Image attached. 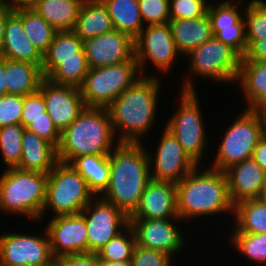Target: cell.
Here are the masks:
<instances>
[{
    "label": "cell",
    "instance_id": "6da1fadb",
    "mask_svg": "<svg viewBox=\"0 0 266 266\" xmlns=\"http://www.w3.org/2000/svg\"><path fill=\"white\" fill-rule=\"evenodd\" d=\"M115 145L109 154V186L101 198L115 205L130 218L138 208L141 196L151 181L152 158L141 143L117 141Z\"/></svg>",
    "mask_w": 266,
    "mask_h": 266
},
{
    "label": "cell",
    "instance_id": "7a4b0ae2",
    "mask_svg": "<svg viewBox=\"0 0 266 266\" xmlns=\"http://www.w3.org/2000/svg\"><path fill=\"white\" fill-rule=\"evenodd\" d=\"M158 90L159 79L144 74L107 107L115 135L121 130L119 143L140 144L155 120Z\"/></svg>",
    "mask_w": 266,
    "mask_h": 266
},
{
    "label": "cell",
    "instance_id": "3957f363",
    "mask_svg": "<svg viewBox=\"0 0 266 266\" xmlns=\"http://www.w3.org/2000/svg\"><path fill=\"white\" fill-rule=\"evenodd\" d=\"M197 170L198 167L176 183L179 220L234 212L225 172L211 168L198 175Z\"/></svg>",
    "mask_w": 266,
    "mask_h": 266
},
{
    "label": "cell",
    "instance_id": "277c9868",
    "mask_svg": "<svg viewBox=\"0 0 266 266\" xmlns=\"http://www.w3.org/2000/svg\"><path fill=\"white\" fill-rule=\"evenodd\" d=\"M114 136L107 108H85L60 134L59 162L70 164L79 156L110 154Z\"/></svg>",
    "mask_w": 266,
    "mask_h": 266
},
{
    "label": "cell",
    "instance_id": "5b68a950",
    "mask_svg": "<svg viewBox=\"0 0 266 266\" xmlns=\"http://www.w3.org/2000/svg\"><path fill=\"white\" fill-rule=\"evenodd\" d=\"M48 174L8 168L0 176V210L33 219L43 215Z\"/></svg>",
    "mask_w": 266,
    "mask_h": 266
},
{
    "label": "cell",
    "instance_id": "8992f818",
    "mask_svg": "<svg viewBox=\"0 0 266 266\" xmlns=\"http://www.w3.org/2000/svg\"><path fill=\"white\" fill-rule=\"evenodd\" d=\"M138 73L140 77L137 76ZM141 76L143 74L141 75L135 56L120 64L89 68L80 87L86 108H107Z\"/></svg>",
    "mask_w": 266,
    "mask_h": 266
},
{
    "label": "cell",
    "instance_id": "52a82bcc",
    "mask_svg": "<svg viewBox=\"0 0 266 266\" xmlns=\"http://www.w3.org/2000/svg\"><path fill=\"white\" fill-rule=\"evenodd\" d=\"M91 195L85 179L70 164L59 162L48 173L43 212L49 207L55 216L81 213Z\"/></svg>",
    "mask_w": 266,
    "mask_h": 266
},
{
    "label": "cell",
    "instance_id": "ba28073f",
    "mask_svg": "<svg viewBox=\"0 0 266 266\" xmlns=\"http://www.w3.org/2000/svg\"><path fill=\"white\" fill-rule=\"evenodd\" d=\"M212 169L226 171L252 158L253 150L263 138V122L258 110L247 109L225 133Z\"/></svg>",
    "mask_w": 266,
    "mask_h": 266
},
{
    "label": "cell",
    "instance_id": "9c48e42d",
    "mask_svg": "<svg viewBox=\"0 0 266 266\" xmlns=\"http://www.w3.org/2000/svg\"><path fill=\"white\" fill-rule=\"evenodd\" d=\"M180 108L166 125L189 157L198 165L205 146V134L198 98L190 80H185Z\"/></svg>",
    "mask_w": 266,
    "mask_h": 266
},
{
    "label": "cell",
    "instance_id": "30bf717a",
    "mask_svg": "<svg viewBox=\"0 0 266 266\" xmlns=\"http://www.w3.org/2000/svg\"><path fill=\"white\" fill-rule=\"evenodd\" d=\"M187 55L191 58L190 70L196 76L223 83L237 80L242 57L214 36Z\"/></svg>",
    "mask_w": 266,
    "mask_h": 266
},
{
    "label": "cell",
    "instance_id": "8fae6325",
    "mask_svg": "<svg viewBox=\"0 0 266 266\" xmlns=\"http://www.w3.org/2000/svg\"><path fill=\"white\" fill-rule=\"evenodd\" d=\"M46 237L5 234L0 236V266H52L55 258Z\"/></svg>",
    "mask_w": 266,
    "mask_h": 266
},
{
    "label": "cell",
    "instance_id": "7c38bea8",
    "mask_svg": "<svg viewBox=\"0 0 266 266\" xmlns=\"http://www.w3.org/2000/svg\"><path fill=\"white\" fill-rule=\"evenodd\" d=\"M90 205L91 202L81 213L86 220L88 253L97 254L110 239L124 231L120 230L121 227L125 229L129 226V218L115 205L100 197L92 204L93 209Z\"/></svg>",
    "mask_w": 266,
    "mask_h": 266
},
{
    "label": "cell",
    "instance_id": "4fadbf2b",
    "mask_svg": "<svg viewBox=\"0 0 266 266\" xmlns=\"http://www.w3.org/2000/svg\"><path fill=\"white\" fill-rule=\"evenodd\" d=\"M143 28L134 39L135 59L141 74L144 72L145 61L149 59L158 69L167 71L179 53L172 36L170 25L150 24Z\"/></svg>",
    "mask_w": 266,
    "mask_h": 266
},
{
    "label": "cell",
    "instance_id": "5bb4252c",
    "mask_svg": "<svg viewBox=\"0 0 266 266\" xmlns=\"http://www.w3.org/2000/svg\"><path fill=\"white\" fill-rule=\"evenodd\" d=\"M89 68H100L130 61L135 56L134 39L113 29L83 41Z\"/></svg>",
    "mask_w": 266,
    "mask_h": 266
},
{
    "label": "cell",
    "instance_id": "9a60e30c",
    "mask_svg": "<svg viewBox=\"0 0 266 266\" xmlns=\"http://www.w3.org/2000/svg\"><path fill=\"white\" fill-rule=\"evenodd\" d=\"M47 229L53 257L88 253L86 220L82 213L54 216Z\"/></svg>",
    "mask_w": 266,
    "mask_h": 266
},
{
    "label": "cell",
    "instance_id": "2e32d148",
    "mask_svg": "<svg viewBox=\"0 0 266 266\" xmlns=\"http://www.w3.org/2000/svg\"><path fill=\"white\" fill-rule=\"evenodd\" d=\"M154 161L151 180L163 182H180L196 167H199L184 151L174 135L164 129Z\"/></svg>",
    "mask_w": 266,
    "mask_h": 266
},
{
    "label": "cell",
    "instance_id": "e0dca14e",
    "mask_svg": "<svg viewBox=\"0 0 266 266\" xmlns=\"http://www.w3.org/2000/svg\"><path fill=\"white\" fill-rule=\"evenodd\" d=\"M39 92L45 100L48 115L60 133L86 108L80 88L57 85L44 79Z\"/></svg>",
    "mask_w": 266,
    "mask_h": 266
},
{
    "label": "cell",
    "instance_id": "ac0fdd59",
    "mask_svg": "<svg viewBox=\"0 0 266 266\" xmlns=\"http://www.w3.org/2000/svg\"><path fill=\"white\" fill-rule=\"evenodd\" d=\"M170 219H129L136 245L165 252L169 256L183 247V238Z\"/></svg>",
    "mask_w": 266,
    "mask_h": 266
},
{
    "label": "cell",
    "instance_id": "d6986e66",
    "mask_svg": "<svg viewBox=\"0 0 266 266\" xmlns=\"http://www.w3.org/2000/svg\"><path fill=\"white\" fill-rule=\"evenodd\" d=\"M179 219L177 214L176 183L151 180L142 196L138 208L129 219Z\"/></svg>",
    "mask_w": 266,
    "mask_h": 266
},
{
    "label": "cell",
    "instance_id": "ffe728a7",
    "mask_svg": "<svg viewBox=\"0 0 266 266\" xmlns=\"http://www.w3.org/2000/svg\"><path fill=\"white\" fill-rule=\"evenodd\" d=\"M224 172L230 200L234 206L245 200L261 198L266 183V173L253 158L243 160Z\"/></svg>",
    "mask_w": 266,
    "mask_h": 266
},
{
    "label": "cell",
    "instance_id": "44dd1931",
    "mask_svg": "<svg viewBox=\"0 0 266 266\" xmlns=\"http://www.w3.org/2000/svg\"><path fill=\"white\" fill-rule=\"evenodd\" d=\"M2 58L43 65V55L27 38L22 24V9L13 10L7 17Z\"/></svg>",
    "mask_w": 266,
    "mask_h": 266
},
{
    "label": "cell",
    "instance_id": "7402d4cb",
    "mask_svg": "<svg viewBox=\"0 0 266 266\" xmlns=\"http://www.w3.org/2000/svg\"><path fill=\"white\" fill-rule=\"evenodd\" d=\"M59 163L57 148L25 129L19 170L48 174Z\"/></svg>",
    "mask_w": 266,
    "mask_h": 266
},
{
    "label": "cell",
    "instance_id": "603a6c76",
    "mask_svg": "<svg viewBox=\"0 0 266 266\" xmlns=\"http://www.w3.org/2000/svg\"><path fill=\"white\" fill-rule=\"evenodd\" d=\"M173 39L179 54H189L213 37L208 14L193 19H170Z\"/></svg>",
    "mask_w": 266,
    "mask_h": 266
},
{
    "label": "cell",
    "instance_id": "cb8c5ba5",
    "mask_svg": "<svg viewBox=\"0 0 266 266\" xmlns=\"http://www.w3.org/2000/svg\"><path fill=\"white\" fill-rule=\"evenodd\" d=\"M5 75L7 94L26 96L40 89L45 79L42 67L22 61L5 58Z\"/></svg>",
    "mask_w": 266,
    "mask_h": 266
},
{
    "label": "cell",
    "instance_id": "d4e9b609",
    "mask_svg": "<svg viewBox=\"0 0 266 266\" xmlns=\"http://www.w3.org/2000/svg\"><path fill=\"white\" fill-rule=\"evenodd\" d=\"M113 29L108 9L102 0H85L83 2L73 30L82 41Z\"/></svg>",
    "mask_w": 266,
    "mask_h": 266
},
{
    "label": "cell",
    "instance_id": "484cf974",
    "mask_svg": "<svg viewBox=\"0 0 266 266\" xmlns=\"http://www.w3.org/2000/svg\"><path fill=\"white\" fill-rule=\"evenodd\" d=\"M88 70L87 58L43 59L44 78L57 85L80 88Z\"/></svg>",
    "mask_w": 266,
    "mask_h": 266
},
{
    "label": "cell",
    "instance_id": "4316f807",
    "mask_svg": "<svg viewBox=\"0 0 266 266\" xmlns=\"http://www.w3.org/2000/svg\"><path fill=\"white\" fill-rule=\"evenodd\" d=\"M85 0H40L34 9L56 31H73Z\"/></svg>",
    "mask_w": 266,
    "mask_h": 266
},
{
    "label": "cell",
    "instance_id": "83f0119b",
    "mask_svg": "<svg viewBox=\"0 0 266 266\" xmlns=\"http://www.w3.org/2000/svg\"><path fill=\"white\" fill-rule=\"evenodd\" d=\"M236 81L241 83L249 110L266 107V62L241 61Z\"/></svg>",
    "mask_w": 266,
    "mask_h": 266
},
{
    "label": "cell",
    "instance_id": "f1b7e54d",
    "mask_svg": "<svg viewBox=\"0 0 266 266\" xmlns=\"http://www.w3.org/2000/svg\"><path fill=\"white\" fill-rule=\"evenodd\" d=\"M70 165L85 179L88 189L97 195L104 193L110 182L109 154L83 155Z\"/></svg>",
    "mask_w": 266,
    "mask_h": 266
},
{
    "label": "cell",
    "instance_id": "f546056e",
    "mask_svg": "<svg viewBox=\"0 0 266 266\" xmlns=\"http://www.w3.org/2000/svg\"><path fill=\"white\" fill-rule=\"evenodd\" d=\"M111 17L113 28L135 39L144 27L138 0H102Z\"/></svg>",
    "mask_w": 266,
    "mask_h": 266
},
{
    "label": "cell",
    "instance_id": "4dcf8cb0",
    "mask_svg": "<svg viewBox=\"0 0 266 266\" xmlns=\"http://www.w3.org/2000/svg\"><path fill=\"white\" fill-rule=\"evenodd\" d=\"M234 233H266V202L261 198L245 200L234 206Z\"/></svg>",
    "mask_w": 266,
    "mask_h": 266
},
{
    "label": "cell",
    "instance_id": "1f68e13d",
    "mask_svg": "<svg viewBox=\"0 0 266 266\" xmlns=\"http://www.w3.org/2000/svg\"><path fill=\"white\" fill-rule=\"evenodd\" d=\"M22 24L27 38L44 55L57 31L34 9H22Z\"/></svg>",
    "mask_w": 266,
    "mask_h": 266
},
{
    "label": "cell",
    "instance_id": "d6a6232c",
    "mask_svg": "<svg viewBox=\"0 0 266 266\" xmlns=\"http://www.w3.org/2000/svg\"><path fill=\"white\" fill-rule=\"evenodd\" d=\"M86 58L83 41L74 31H57L43 59Z\"/></svg>",
    "mask_w": 266,
    "mask_h": 266
},
{
    "label": "cell",
    "instance_id": "836d02e7",
    "mask_svg": "<svg viewBox=\"0 0 266 266\" xmlns=\"http://www.w3.org/2000/svg\"><path fill=\"white\" fill-rule=\"evenodd\" d=\"M25 128L13 124L0 128V150L3 162L9 168H17L22 157V138Z\"/></svg>",
    "mask_w": 266,
    "mask_h": 266
},
{
    "label": "cell",
    "instance_id": "e575fe53",
    "mask_svg": "<svg viewBox=\"0 0 266 266\" xmlns=\"http://www.w3.org/2000/svg\"><path fill=\"white\" fill-rule=\"evenodd\" d=\"M125 230L128 236H130L126 237V234L121 232L115 238L110 239L97 253L99 260L117 262L131 261L136 246V238L130 226L126 227Z\"/></svg>",
    "mask_w": 266,
    "mask_h": 266
},
{
    "label": "cell",
    "instance_id": "d590c367",
    "mask_svg": "<svg viewBox=\"0 0 266 266\" xmlns=\"http://www.w3.org/2000/svg\"><path fill=\"white\" fill-rule=\"evenodd\" d=\"M245 12L246 40L266 39V2L252 0Z\"/></svg>",
    "mask_w": 266,
    "mask_h": 266
},
{
    "label": "cell",
    "instance_id": "8d00e7d4",
    "mask_svg": "<svg viewBox=\"0 0 266 266\" xmlns=\"http://www.w3.org/2000/svg\"><path fill=\"white\" fill-rule=\"evenodd\" d=\"M233 245L250 260L266 263V233H234Z\"/></svg>",
    "mask_w": 266,
    "mask_h": 266
},
{
    "label": "cell",
    "instance_id": "74e56055",
    "mask_svg": "<svg viewBox=\"0 0 266 266\" xmlns=\"http://www.w3.org/2000/svg\"><path fill=\"white\" fill-rule=\"evenodd\" d=\"M213 36L233 48L242 58L247 52L245 19L243 17L232 27L212 28Z\"/></svg>",
    "mask_w": 266,
    "mask_h": 266
},
{
    "label": "cell",
    "instance_id": "f35d334b",
    "mask_svg": "<svg viewBox=\"0 0 266 266\" xmlns=\"http://www.w3.org/2000/svg\"><path fill=\"white\" fill-rule=\"evenodd\" d=\"M138 3L142 21L147 25L169 22V0H138Z\"/></svg>",
    "mask_w": 266,
    "mask_h": 266
},
{
    "label": "cell",
    "instance_id": "ab89813d",
    "mask_svg": "<svg viewBox=\"0 0 266 266\" xmlns=\"http://www.w3.org/2000/svg\"><path fill=\"white\" fill-rule=\"evenodd\" d=\"M236 4L226 0L216 6L208 5L207 14L211 21L212 28H227L232 27L241 18L242 15L237 11Z\"/></svg>",
    "mask_w": 266,
    "mask_h": 266
},
{
    "label": "cell",
    "instance_id": "60d3db41",
    "mask_svg": "<svg viewBox=\"0 0 266 266\" xmlns=\"http://www.w3.org/2000/svg\"><path fill=\"white\" fill-rule=\"evenodd\" d=\"M208 5L205 0H171L170 19H193L204 16Z\"/></svg>",
    "mask_w": 266,
    "mask_h": 266
},
{
    "label": "cell",
    "instance_id": "b9f144b4",
    "mask_svg": "<svg viewBox=\"0 0 266 266\" xmlns=\"http://www.w3.org/2000/svg\"><path fill=\"white\" fill-rule=\"evenodd\" d=\"M24 96L6 94L0 96V128L21 124Z\"/></svg>",
    "mask_w": 266,
    "mask_h": 266
},
{
    "label": "cell",
    "instance_id": "7bdbcfd3",
    "mask_svg": "<svg viewBox=\"0 0 266 266\" xmlns=\"http://www.w3.org/2000/svg\"><path fill=\"white\" fill-rule=\"evenodd\" d=\"M38 118H47L45 100L39 91L24 96L21 125L26 129Z\"/></svg>",
    "mask_w": 266,
    "mask_h": 266
},
{
    "label": "cell",
    "instance_id": "ee69618b",
    "mask_svg": "<svg viewBox=\"0 0 266 266\" xmlns=\"http://www.w3.org/2000/svg\"><path fill=\"white\" fill-rule=\"evenodd\" d=\"M170 256L165 252L136 245L131 259L132 266H170Z\"/></svg>",
    "mask_w": 266,
    "mask_h": 266
},
{
    "label": "cell",
    "instance_id": "f6af8a7d",
    "mask_svg": "<svg viewBox=\"0 0 266 266\" xmlns=\"http://www.w3.org/2000/svg\"><path fill=\"white\" fill-rule=\"evenodd\" d=\"M26 129L58 148L61 133L54 126L48 113L47 118H38L34 120Z\"/></svg>",
    "mask_w": 266,
    "mask_h": 266
},
{
    "label": "cell",
    "instance_id": "bcb514c9",
    "mask_svg": "<svg viewBox=\"0 0 266 266\" xmlns=\"http://www.w3.org/2000/svg\"><path fill=\"white\" fill-rule=\"evenodd\" d=\"M58 266H100V260L97 254L82 253L69 254L55 259Z\"/></svg>",
    "mask_w": 266,
    "mask_h": 266
},
{
    "label": "cell",
    "instance_id": "7dc6e473",
    "mask_svg": "<svg viewBox=\"0 0 266 266\" xmlns=\"http://www.w3.org/2000/svg\"><path fill=\"white\" fill-rule=\"evenodd\" d=\"M246 41L247 52L241 61L266 62V39Z\"/></svg>",
    "mask_w": 266,
    "mask_h": 266
},
{
    "label": "cell",
    "instance_id": "c3c4849f",
    "mask_svg": "<svg viewBox=\"0 0 266 266\" xmlns=\"http://www.w3.org/2000/svg\"><path fill=\"white\" fill-rule=\"evenodd\" d=\"M13 12L10 5L0 4V58H2L4 50V31L7 22V17Z\"/></svg>",
    "mask_w": 266,
    "mask_h": 266
},
{
    "label": "cell",
    "instance_id": "681fc988",
    "mask_svg": "<svg viewBox=\"0 0 266 266\" xmlns=\"http://www.w3.org/2000/svg\"><path fill=\"white\" fill-rule=\"evenodd\" d=\"M252 158L266 173V138L264 136L253 150Z\"/></svg>",
    "mask_w": 266,
    "mask_h": 266
},
{
    "label": "cell",
    "instance_id": "f907efd6",
    "mask_svg": "<svg viewBox=\"0 0 266 266\" xmlns=\"http://www.w3.org/2000/svg\"><path fill=\"white\" fill-rule=\"evenodd\" d=\"M3 0V4L10 5L13 10L18 9H32L40 0Z\"/></svg>",
    "mask_w": 266,
    "mask_h": 266
},
{
    "label": "cell",
    "instance_id": "816d5d0a",
    "mask_svg": "<svg viewBox=\"0 0 266 266\" xmlns=\"http://www.w3.org/2000/svg\"><path fill=\"white\" fill-rule=\"evenodd\" d=\"M7 94L6 75H5V58H0V96Z\"/></svg>",
    "mask_w": 266,
    "mask_h": 266
},
{
    "label": "cell",
    "instance_id": "f5cc1de1",
    "mask_svg": "<svg viewBox=\"0 0 266 266\" xmlns=\"http://www.w3.org/2000/svg\"><path fill=\"white\" fill-rule=\"evenodd\" d=\"M100 266H132L131 261L117 262L100 260Z\"/></svg>",
    "mask_w": 266,
    "mask_h": 266
},
{
    "label": "cell",
    "instance_id": "db71d44e",
    "mask_svg": "<svg viewBox=\"0 0 266 266\" xmlns=\"http://www.w3.org/2000/svg\"><path fill=\"white\" fill-rule=\"evenodd\" d=\"M263 122V136L266 138V107L258 110Z\"/></svg>",
    "mask_w": 266,
    "mask_h": 266
},
{
    "label": "cell",
    "instance_id": "11a10c76",
    "mask_svg": "<svg viewBox=\"0 0 266 266\" xmlns=\"http://www.w3.org/2000/svg\"><path fill=\"white\" fill-rule=\"evenodd\" d=\"M261 199L266 202V183H265V186H264V190H263V194L261 196Z\"/></svg>",
    "mask_w": 266,
    "mask_h": 266
}]
</instances>
